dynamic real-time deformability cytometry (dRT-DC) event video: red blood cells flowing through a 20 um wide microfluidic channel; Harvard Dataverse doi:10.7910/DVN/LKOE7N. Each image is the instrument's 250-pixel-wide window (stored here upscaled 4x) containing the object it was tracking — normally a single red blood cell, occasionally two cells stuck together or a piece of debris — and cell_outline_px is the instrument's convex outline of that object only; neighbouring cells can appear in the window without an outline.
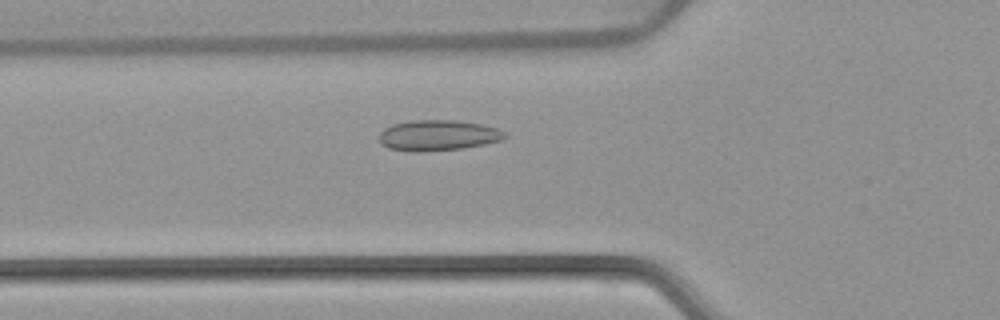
{"species": "common noctule bat (a hibernating species)", "species_latin": "Nyctalus noctula", "temperature_condition": "warm", "stored_images_in_passage": 49, "camera_frame_rate_fps": 3000, "um_per_image_px": 0.085, "animal": {"sex": "female", "body_mass_g": 22.7, "forearm_length_mm": 54.2}, "frame": {"image": 1, "passage_image": 15, "time_ms": 4.667, "image_size_px": [1000, 320], "cell_outline_px": [[508, 136], [500, 140], [484, 144], [464, 148], [420, 152], [412, 152], [388, 148], [380, 144], [380, 132], [384, 128], [392, 124], [412, 120], [456, 120], [484, 124], [496, 128], [504, 132]], "centroid_in_image_um": [37.21, 11.5], "position_along_channel_um": 88.6, "area_um2": 22.6}}
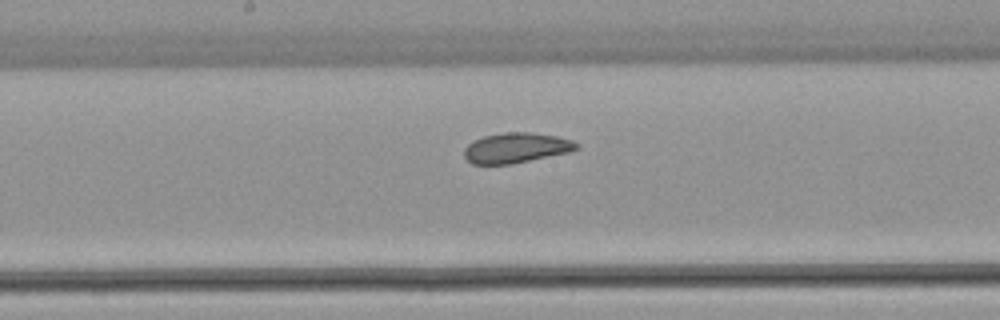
{"frame": {"image": 2, "passage_image": 24, "time_ms": 7.667, "image_size_px": [1000, 320], "cell_outline_px": [[580, 148], [568, 152], [512, 164], [472, 164], [464, 156], [464, 148], [468, 144], [484, 136], [504, 132], [532, 132], [556, 136], [572, 140], [580, 144]], "centroid_in_image_um": [43.89, 12.56], "position_along_channel_um": 204.3, "area_um2": 19.71}}
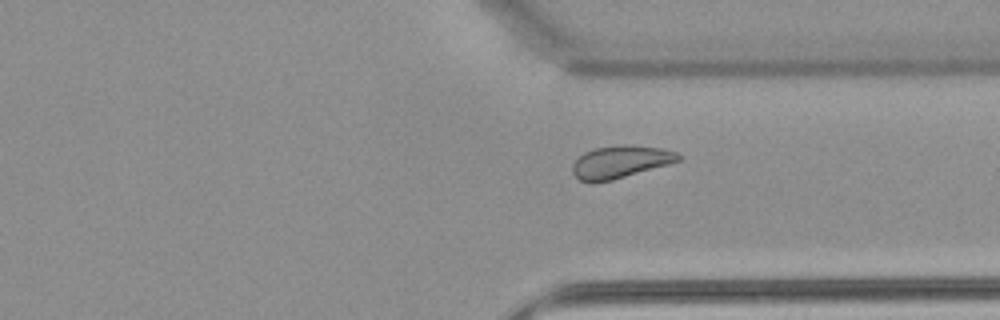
{"frame": {"image": 3, "passage_image": 36, "time_ms": 11.667, "image_size_px": [1000, 320], "cell_outline_px": [[680, 160], [668, 164], [612, 180], [592, 184], [580, 180], [572, 172], [572, 164], [584, 152], [596, 148], [624, 144], [628, 144], [660, 148], [676, 152], [680, 156]], "centroid_in_image_um": [52.69, 13.77], "position_along_channel_um": 358.7, "area_um2": 19.94}, "authors_computed_cell_mechanics": {"area_um2": 20.9236, "velocity_mm_per_s": 3.8545, "shape_relaxation_time_tau1_ms": null, "shape_relaxation_time_tau2_ms": 1.9484, "deformation_change_tau1": null, "deformation_change_tau2": 0.0678}}